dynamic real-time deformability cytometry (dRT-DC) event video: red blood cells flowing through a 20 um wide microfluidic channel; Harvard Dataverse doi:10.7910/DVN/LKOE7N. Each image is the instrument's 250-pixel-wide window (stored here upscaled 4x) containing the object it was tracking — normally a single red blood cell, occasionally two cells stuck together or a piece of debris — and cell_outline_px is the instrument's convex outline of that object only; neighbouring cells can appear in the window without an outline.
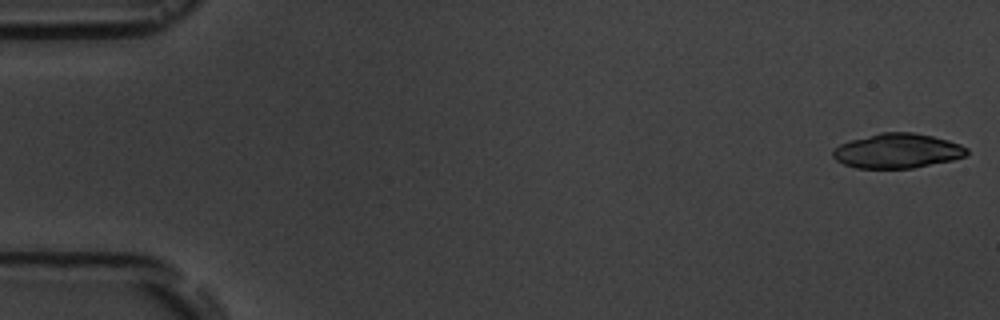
{"species": "common noctule bat (a hibernating species)", "species_latin": "Nyctalus noctula", "temperature_condition": "room temperature", "stored_images_in_passage": 15, "camera_frame_rate_fps": 3000, "um_per_image_px": 0.085, "animal": {"sex": "male", "body_mass_g": 19.5, "forearm_length_mm": 54.6}, "frame": {"image": 1, "passage_image": 1, "time_ms": 0.0, "image_size_px": [1000, 320], "cell_outline_px": [[968, 156], [952, 160], [912, 168], [856, 168], [844, 164], [836, 160], [832, 156], [832, 152], [840, 144], [852, 140], [880, 132], [912, 132], [932, 136], [948, 140], [960, 144], [968, 148]], "centroid_in_image_um": [76.3, 12.82], "position_along_channel_um": 8.7, "area_um2": 26.99}}
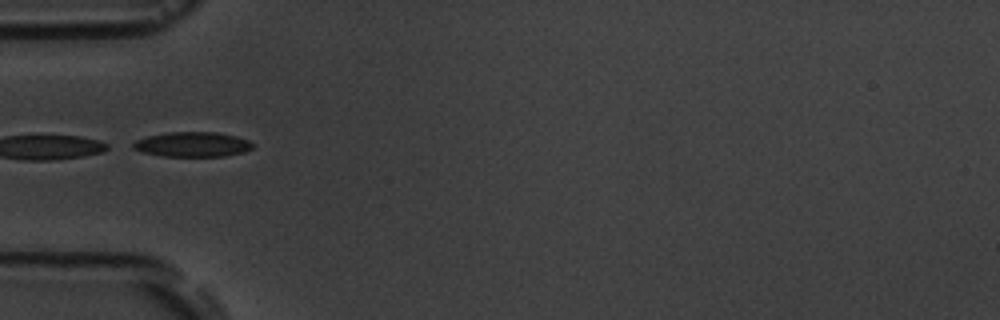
{"frame": {"image": 2, "passage_image": 5, "time_ms": 5.667, "image_size_px": [1000, 320], "cell_outline_px": [[252, 148], [244, 152], [224, 156], [164, 156], [144, 152], [132, 148], [132, 144], [136, 140], [148, 136], [168, 132], [216, 132], [236, 136], [248, 140], [252, 144]], "centroid_in_image_um": [16.36, 12.27], "position_along_channel_um": 68.6, "area_um2": 17.17}, "authors_computed_cell_mechanics": {"area_um2": 18.207, "velocity_mm_per_s": 3.6696, "shape_relaxation_time_tau1_ms": 4.5371, "shape_relaxation_time_tau2_ms": 4.9888, "deformation_change_tau1": 0.1135, "deformation_change_tau2": 0.1026}}